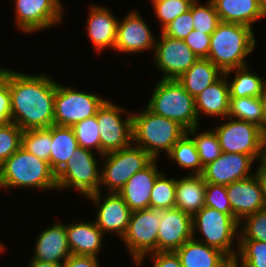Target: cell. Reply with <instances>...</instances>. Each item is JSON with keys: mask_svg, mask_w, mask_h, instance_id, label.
Returning a JSON list of instances; mask_svg holds the SVG:
<instances>
[{"mask_svg": "<svg viewBox=\"0 0 266 267\" xmlns=\"http://www.w3.org/2000/svg\"><path fill=\"white\" fill-rule=\"evenodd\" d=\"M8 83L11 122L23 131L54 124L57 80L46 73L32 75L8 69Z\"/></svg>", "mask_w": 266, "mask_h": 267, "instance_id": "6da1fadb", "label": "cell"}, {"mask_svg": "<svg viewBox=\"0 0 266 267\" xmlns=\"http://www.w3.org/2000/svg\"><path fill=\"white\" fill-rule=\"evenodd\" d=\"M256 42L253 28L221 21L211 34L207 59L225 73L248 65L246 58L254 52Z\"/></svg>", "mask_w": 266, "mask_h": 267, "instance_id": "7a4b0ae2", "label": "cell"}, {"mask_svg": "<svg viewBox=\"0 0 266 267\" xmlns=\"http://www.w3.org/2000/svg\"><path fill=\"white\" fill-rule=\"evenodd\" d=\"M37 188L58 191L56 173L48 162L37 158L22 146L0 166V189Z\"/></svg>", "mask_w": 266, "mask_h": 267, "instance_id": "3957f363", "label": "cell"}, {"mask_svg": "<svg viewBox=\"0 0 266 267\" xmlns=\"http://www.w3.org/2000/svg\"><path fill=\"white\" fill-rule=\"evenodd\" d=\"M133 144L153 159L166 156L187 130L178 122L151 112L147 107L132 113Z\"/></svg>", "mask_w": 266, "mask_h": 267, "instance_id": "277c9868", "label": "cell"}, {"mask_svg": "<svg viewBox=\"0 0 266 267\" xmlns=\"http://www.w3.org/2000/svg\"><path fill=\"white\" fill-rule=\"evenodd\" d=\"M147 107L151 112L178 122L186 130L200 126L195 100L177 79H159Z\"/></svg>", "mask_w": 266, "mask_h": 267, "instance_id": "5b68a950", "label": "cell"}, {"mask_svg": "<svg viewBox=\"0 0 266 267\" xmlns=\"http://www.w3.org/2000/svg\"><path fill=\"white\" fill-rule=\"evenodd\" d=\"M192 231L194 239L220 250L229 259L237 255L239 221L233 214H225L214 208L204 206L192 217ZM199 232L201 236H197ZM234 240L237 244L234 243ZM233 243L237 248H234Z\"/></svg>", "mask_w": 266, "mask_h": 267, "instance_id": "8992f818", "label": "cell"}, {"mask_svg": "<svg viewBox=\"0 0 266 267\" xmlns=\"http://www.w3.org/2000/svg\"><path fill=\"white\" fill-rule=\"evenodd\" d=\"M101 164L99 192L118 193L126 182L138 171L145 168L153 158L133 143L122 149L105 153ZM102 189V190H101Z\"/></svg>", "mask_w": 266, "mask_h": 267, "instance_id": "52a82bcc", "label": "cell"}, {"mask_svg": "<svg viewBox=\"0 0 266 267\" xmlns=\"http://www.w3.org/2000/svg\"><path fill=\"white\" fill-rule=\"evenodd\" d=\"M95 151L79 147L56 173L57 189L78 191L88 197L99 191L101 169ZM98 154V155H97Z\"/></svg>", "mask_w": 266, "mask_h": 267, "instance_id": "ba28073f", "label": "cell"}, {"mask_svg": "<svg viewBox=\"0 0 266 267\" xmlns=\"http://www.w3.org/2000/svg\"><path fill=\"white\" fill-rule=\"evenodd\" d=\"M223 121L212 128L218 137L222 152L246 154L258 161L260 166L266 133L256 124L229 116L223 118Z\"/></svg>", "mask_w": 266, "mask_h": 267, "instance_id": "9c48e42d", "label": "cell"}, {"mask_svg": "<svg viewBox=\"0 0 266 267\" xmlns=\"http://www.w3.org/2000/svg\"><path fill=\"white\" fill-rule=\"evenodd\" d=\"M164 210L148 208L131 212L127 232L121 241L134 265L146 255L157 252L158 228Z\"/></svg>", "mask_w": 266, "mask_h": 267, "instance_id": "30bf717a", "label": "cell"}, {"mask_svg": "<svg viewBox=\"0 0 266 267\" xmlns=\"http://www.w3.org/2000/svg\"><path fill=\"white\" fill-rule=\"evenodd\" d=\"M97 93L80 91L57 82L54 100V124L72 127L97 114L106 98Z\"/></svg>", "mask_w": 266, "mask_h": 267, "instance_id": "8fae6325", "label": "cell"}, {"mask_svg": "<svg viewBox=\"0 0 266 267\" xmlns=\"http://www.w3.org/2000/svg\"><path fill=\"white\" fill-rule=\"evenodd\" d=\"M127 111L109 99L98 109L96 117L100 132L99 157L133 143L132 112Z\"/></svg>", "mask_w": 266, "mask_h": 267, "instance_id": "7c38bea8", "label": "cell"}, {"mask_svg": "<svg viewBox=\"0 0 266 267\" xmlns=\"http://www.w3.org/2000/svg\"><path fill=\"white\" fill-rule=\"evenodd\" d=\"M61 2V0H14V24L25 34L49 30L52 26H62L64 6Z\"/></svg>", "mask_w": 266, "mask_h": 267, "instance_id": "4fadbf2b", "label": "cell"}, {"mask_svg": "<svg viewBox=\"0 0 266 267\" xmlns=\"http://www.w3.org/2000/svg\"><path fill=\"white\" fill-rule=\"evenodd\" d=\"M160 34L153 53L155 67L162 72L159 79H178L198 60V57L184 40L171 38L161 31Z\"/></svg>", "mask_w": 266, "mask_h": 267, "instance_id": "5bb4252c", "label": "cell"}, {"mask_svg": "<svg viewBox=\"0 0 266 267\" xmlns=\"http://www.w3.org/2000/svg\"><path fill=\"white\" fill-rule=\"evenodd\" d=\"M154 34L139 10L132 9L123 19L118 20L114 51L126 55L154 52L158 37Z\"/></svg>", "mask_w": 266, "mask_h": 267, "instance_id": "9a60e30c", "label": "cell"}, {"mask_svg": "<svg viewBox=\"0 0 266 267\" xmlns=\"http://www.w3.org/2000/svg\"><path fill=\"white\" fill-rule=\"evenodd\" d=\"M86 199L96 207L94 222L98 228L104 234L114 233L121 240L127 232L132 212L123 198L118 193L106 192L103 196L102 192L98 191Z\"/></svg>", "mask_w": 266, "mask_h": 267, "instance_id": "2e32d148", "label": "cell"}, {"mask_svg": "<svg viewBox=\"0 0 266 267\" xmlns=\"http://www.w3.org/2000/svg\"><path fill=\"white\" fill-rule=\"evenodd\" d=\"M233 216L240 222L245 216L265 208L263 172L226 185Z\"/></svg>", "mask_w": 266, "mask_h": 267, "instance_id": "e0dca14e", "label": "cell"}, {"mask_svg": "<svg viewBox=\"0 0 266 267\" xmlns=\"http://www.w3.org/2000/svg\"><path fill=\"white\" fill-rule=\"evenodd\" d=\"M254 162L256 161L246 154L222 152L215 161L204 166L201 176L206 183L226 186L254 175L260 169L258 165L252 171Z\"/></svg>", "mask_w": 266, "mask_h": 267, "instance_id": "ac0fdd59", "label": "cell"}, {"mask_svg": "<svg viewBox=\"0 0 266 267\" xmlns=\"http://www.w3.org/2000/svg\"><path fill=\"white\" fill-rule=\"evenodd\" d=\"M193 237L192 217L180 209L164 210L159 222L157 252L176 251Z\"/></svg>", "mask_w": 266, "mask_h": 267, "instance_id": "d6986e66", "label": "cell"}, {"mask_svg": "<svg viewBox=\"0 0 266 267\" xmlns=\"http://www.w3.org/2000/svg\"><path fill=\"white\" fill-rule=\"evenodd\" d=\"M118 20L105 5L90 6L85 29L92 48L97 53L101 54L107 48L114 51Z\"/></svg>", "mask_w": 266, "mask_h": 267, "instance_id": "ffe728a7", "label": "cell"}, {"mask_svg": "<svg viewBox=\"0 0 266 267\" xmlns=\"http://www.w3.org/2000/svg\"><path fill=\"white\" fill-rule=\"evenodd\" d=\"M61 221H56L39 232L31 259L52 263H64L68 259L71 251L67 240L66 223Z\"/></svg>", "mask_w": 266, "mask_h": 267, "instance_id": "44dd1931", "label": "cell"}, {"mask_svg": "<svg viewBox=\"0 0 266 267\" xmlns=\"http://www.w3.org/2000/svg\"><path fill=\"white\" fill-rule=\"evenodd\" d=\"M159 167V160L153 159L118 192L132 212L150 208L151 191L157 176L162 172Z\"/></svg>", "mask_w": 266, "mask_h": 267, "instance_id": "7402d4cb", "label": "cell"}, {"mask_svg": "<svg viewBox=\"0 0 266 267\" xmlns=\"http://www.w3.org/2000/svg\"><path fill=\"white\" fill-rule=\"evenodd\" d=\"M66 233L71 254L99 258L105 234L94 221L75 219L71 223H66Z\"/></svg>", "mask_w": 266, "mask_h": 267, "instance_id": "603a6c76", "label": "cell"}, {"mask_svg": "<svg viewBox=\"0 0 266 267\" xmlns=\"http://www.w3.org/2000/svg\"><path fill=\"white\" fill-rule=\"evenodd\" d=\"M199 122L201 117L226 118L229 113L230 93L225 75L194 97Z\"/></svg>", "mask_w": 266, "mask_h": 267, "instance_id": "cb8c5ba5", "label": "cell"}, {"mask_svg": "<svg viewBox=\"0 0 266 267\" xmlns=\"http://www.w3.org/2000/svg\"><path fill=\"white\" fill-rule=\"evenodd\" d=\"M175 252L182 267H224L229 263V258L223 252L193 237Z\"/></svg>", "mask_w": 266, "mask_h": 267, "instance_id": "d4e9b609", "label": "cell"}, {"mask_svg": "<svg viewBox=\"0 0 266 267\" xmlns=\"http://www.w3.org/2000/svg\"><path fill=\"white\" fill-rule=\"evenodd\" d=\"M206 182L201 175L177 177L175 208L193 217L205 206Z\"/></svg>", "mask_w": 266, "mask_h": 267, "instance_id": "484cf974", "label": "cell"}, {"mask_svg": "<svg viewBox=\"0 0 266 267\" xmlns=\"http://www.w3.org/2000/svg\"><path fill=\"white\" fill-rule=\"evenodd\" d=\"M220 21L253 28L262 19L259 0H210Z\"/></svg>", "mask_w": 266, "mask_h": 267, "instance_id": "4316f807", "label": "cell"}, {"mask_svg": "<svg viewBox=\"0 0 266 267\" xmlns=\"http://www.w3.org/2000/svg\"><path fill=\"white\" fill-rule=\"evenodd\" d=\"M223 75L224 73L209 59L198 58L177 80L192 97H195Z\"/></svg>", "mask_w": 266, "mask_h": 267, "instance_id": "83f0119b", "label": "cell"}, {"mask_svg": "<svg viewBox=\"0 0 266 267\" xmlns=\"http://www.w3.org/2000/svg\"><path fill=\"white\" fill-rule=\"evenodd\" d=\"M51 140L50 167L57 173L67 163L74 151L79 148V145L72 127L68 126L53 124Z\"/></svg>", "mask_w": 266, "mask_h": 267, "instance_id": "f1b7e54d", "label": "cell"}, {"mask_svg": "<svg viewBox=\"0 0 266 267\" xmlns=\"http://www.w3.org/2000/svg\"><path fill=\"white\" fill-rule=\"evenodd\" d=\"M231 73L235 75L232 80L229 78ZM224 75L228 81L230 97H259L266 82L265 77L251 70L250 64L229 70Z\"/></svg>", "mask_w": 266, "mask_h": 267, "instance_id": "f546056e", "label": "cell"}, {"mask_svg": "<svg viewBox=\"0 0 266 267\" xmlns=\"http://www.w3.org/2000/svg\"><path fill=\"white\" fill-rule=\"evenodd\" d=\"M166 158L172 164L176 162L181 169L189 170L187 175L202 174L204 167L197 152L196 144L187 133L176 142Z\"/></svg>", "mask_w": 266, "mask_h": 267, "instance_id": "4dcf8cb0", "label": "cell"}, {"mask_svg": "<svg viewBox=\"0 0 266 267\" xmlns=\"http://www.w3.org/2000/svg\"><path fill=\"white\" fill-rule=\"evenodd\" d=\"M197 126L187 130V134L193 139L196 144L197 152L200 156L202 166L215 161L222 153L221 146L217 135L212 128L200 131Z\"/></svg>", "mask_w": 266, "mask_h": 267, "instance_id": "1f68e13d", "label": "cell"}, {"mask_svg": "<svg viewBox=\"0 0 266 267\" xmlns=\"http://www.w3.org/2000/svg\"><path fill=\"white\" fill-rule=\"evenodd\" d=\"M228 116L250 122L262 129V104L259 97H230Z\"/></svg>", "mask_w": 266, "mask_h": 267, "instance_id": "d6a6232c", "label": "cell"}, {"mask_svg": "<svg viewBox=\"0 0 266 267\" xmlns=\"http://www.w3.org/2000/svg\"><path fill=\"white\" fill-rule=\"evenodd\" d=\"M51 126L48 128L25 130L22 133V147L50 165Z\"/></svg>", "mask_w": 266, "mask_h": 267, "instance_id": "836d02e7", "label": "cell"}, {"mask_svg": "<svg viewBox=\"0 0 266 267\" xmlns=\"http://www.w3.org/2000/svg\"><path fill=\"white\" fill-rule=\"evenodd\" d=\"M161 172L153 185L150 197V208L172 209L175 208L177 178L169 177Z\"/></svg>", "mask_w": 266, "mask_h": 267, "instance_id": "e575fe53", "label": "cell"}, {"mask_svg": "<svg viewBox=\"0 0 266 267\" xmlns=\"http://www.w3.org/2000/svg\"><path fill=\"white\" fill-rule=\"evenodd\" d=\"M189 9L192 12L194 29L198 31L212 34L221 22L210 0H207L204 4L199 0H195Z\"/></svg>", "mask_w": 266, "mask_h": 267, "instance_id": "d590c367", "label": "cell"}, {"mask_svg": "<svg viewBox=\"0 0 266 267\" xmlns=\"http://www.w3.org/2000/svg\"><path fill=\"white\" fill-rule=\"evenodd\" d=\"M72 129L79 147L95 150L100 155V132L96 115L76 123Z\"/></svg>", "mask_w": 266, "mask_h": 267, "instance_id": "8d00e7d4", "label": "cell"}, {"mask_svg": "<svg viewBox=\"0 0 266 267\" xmlns=\"http://www.w3.org/2000/svg\"><path fill=\"white\" fill-rule=\"evenodd\" d=\"M229 262H247L253 267H266V242L239 240L238 253Z\"/></svg>", "mask_w": 266, "mask_h": 267, "instance_id": "74e56055", "label": "cell"}, {"mask_svg": "<svg viewBox=\"0 0 266 267\" xmlns=\"http://www.w3.org/2000/svg\"><path fill=\"white\" fill-rule=\"evenodd\" d=\"M239 240L266 242V209L245 216L239 222Z\"/></svg>", "mask_w": 266, "mask_h": 267, "instance_id": "f35d334b", "label": "cell"}, {"mask_svg": "<svg viewBox=\"0 0 266 267\" xmlns=\"http://www.w3.org/2000/svg\"><path fill=\"white\" fill-rule=\"evenodd\" d=\"M195 0H162L151 1L154 14L160 22V29L162 30L167 24L172 22L179 15L189 10L191 4Z\"/></svg>", "mask_w": 266, "mask_h": 267, "instance_id": "ab89813d", "label": "cell"}, {"mask_svg": "<svg viewBox=\"0 0 266 267\" xmlns=\"http://www.w3.org/2000/svg\"><path fill=\"white\" fill-rule=\"evenodd\" d=\"M22 133L13 122L0 125V166L21 147Z\"/></svg>", "mask_w": 266, "mask_h": 267, "instance_id": "60d3db41", "label": "cell"}, {"mask_svg": "<svg viewBox=\"0 0 266 267\" xmlns=\"http://www.w3.org/2000/svg\"><path fill=\"white\" fill-rule=\"evenodd\" d=\"M205 206L214 208L225 214H232L226 186L206 183Z\"/></svg>", "mask_w": 266, "mask_h": 267, "instance_id": "b9f144b4", "label": "cell"}, {"mask_svg": "<svg viewBox=\"0 0 266 267\" xmlns=\"http://www.w3.org/2000/svg\"><path fill=\"white\" fill-rule=\"evenodd\" d=\"M193 29V17L192 12L189 9L167 24L160 31L171 38L184 40Z\"/></svg>", "mask_w": 266, "mask_h": 267, "instance_id": "7bdbcfd3", "label": "cell"}, {"mask_svg": "<svg viewBox=\"0 0 266 267\" xmlns=\"http://www.w3.org/2000/svg\"><path fill=\"white\" fill-rule=\"evenodd\" d=\"M11 122V101L8 68H0V125Z\"/></svg>", "mask_w": 266, "mask_h": 267, "instance_id": "ee69618b", "label": "cell"}, {"mask_svg": "<svg viewBox=\"0 0 266 267\" xmlns=\"http://www.w3.org/2000/svg\"><path fill=\"white\" fill-rule=\"evenodd\" d=\"M198 58H207L209 53L211 34L193 29L184 39Z\"/></svg>", "mask_w": 266, "mask_h": 267, "instance_id": "f6af8a7d", "label": "cell"}, {"mask_svg": "<svg viewBox=\"0 0 266 267\" xmlns=\"http://www.w3.org/2000/svg\"><path fill=\"white\" fill-rule=\"evenodd\" d=\"M147 257L151 259L150 261L153 262L152 267H182L179 256L174 251L150 253L146 255L145 257H143L136 264V266L137 267L142 266L145 263Z\"/></svg>", "mask_w": 266, "mask_h": 267, "instance_id": "bcb514c9", "label": "cell"}, {"mask_svg": "<svg viewBox=\"0 0 266 267\" xmlns=\"http://www.w3.org/2000/svg\"><path fill=\"white\" fill-rule=\"evenodd\" d=\"M100 259L94 256L73 255L63 263V267H101Z\"/></svg>", "mask_w": 266, "mask_h": 267, "instance_id": "7dc6e473", "label": "cell"}, {"mask_svg": "<svg viewBox=\"0 0 266 267\" xmlns=\"http://www.w3.org/2000/svg\"><path fill=\"white\" fill-rule=\"evenodd\" d=\"M261 104H262V130L266 133V82L263 86L262 93L259 96Z\"/></svg>", "mask_w": 266, "mask_h": 267, "instance_id": "c3c4849f", "label": "cell"}, {"mask_svg": "<svg viewBox=\"0 0 266 267\" xmlns=\"http://www.w3.org/2000/svg\"><path fill=\"white\" fill-rule=\"evenodd\" d=\"M29 267H63V263L43 262L30 259L28 261Z\"/></svg>", "mask_w": 266, "mask_h": 267, "instance_id": "681fc988", "label": "cell"}, {"mask_svg": "<svg viewBox=\"0 0 266 267\" xmlns=\"http://www.w3.org/2000/svg\"><path fill=\"white\" fill-rule=\"evenodd\" d=\"M260 170L266 172V134L264 137V146H263V158L260 164Z\"/></svg>", "mask_w": 266, "mask_h": 267, "instance_id": "f907efd6", "label": "cell"}, {"mask_svg": "<svg viewBox=\"0 0 266 267\" xmlns=\"http://www.w3.org/2000/svg\"><path fill=\"white\" fill-rule=\"evenodd\" d=\"M259 2H260L261 16H262V18L265 19V17H266V0H259Z\"/></svg>", "mask_w": 266, "mask_h": 267, "instance_id": "816d5d0a", "label": "cell"}, {"mask_svg": "<svg viewBox=\"0 0 266 267\" xmlns=\"http://www.w3.org/2000/svg\"><path fill=\"white\" fill-rule=\"evenodd\" d=\"M233 267H253L247 262H229Z\"/></svg>", "mask_w": 266, "mask_h": 267, "instance_id": "f5cc1de1", "label": "cell"}, {"mask_svg": "<svg viewBox=\"0 0 266 267\" xmlns=\"http://www.w3.org/2000/svg\"><path fill=\"white\" fill-rule=\"evenodd\" d=\"M263 183L265 188V209H266V172H263Z\"/></svg>", "mask_w": 266, "mask_h": 267, "instance_id": "db71d44e", "label": "cell"}, {"mask_svg": "<svg viewBox=\"0 0 266 267\" xmlns=\"http://www.w3.org/2000/svg\"><path fill=\"white\" fill-rule=\"evenodd\" d=\"M4 246H6V245H4L1 241H0V253H2L3 251H5L6 249V247H4Z\"/></svg>", "mask_w": 266, "mask_h": 267, "instance_id": "11a10c76", "label": "cell"}, {"mask_svg": "<svg viewBox=\"0 0 266 267\" xmlns=\"http://www.w3.org/2000/svg\"><path fill=\"white\" fill-rule=\"evenodd\" d=\"M224 267H233L230 263H227Z\"/></svg>", "mask_w": 266, "mask_h": 267, "instance_id": "9f6ffc18", "label": "cell"}]
</instances>
